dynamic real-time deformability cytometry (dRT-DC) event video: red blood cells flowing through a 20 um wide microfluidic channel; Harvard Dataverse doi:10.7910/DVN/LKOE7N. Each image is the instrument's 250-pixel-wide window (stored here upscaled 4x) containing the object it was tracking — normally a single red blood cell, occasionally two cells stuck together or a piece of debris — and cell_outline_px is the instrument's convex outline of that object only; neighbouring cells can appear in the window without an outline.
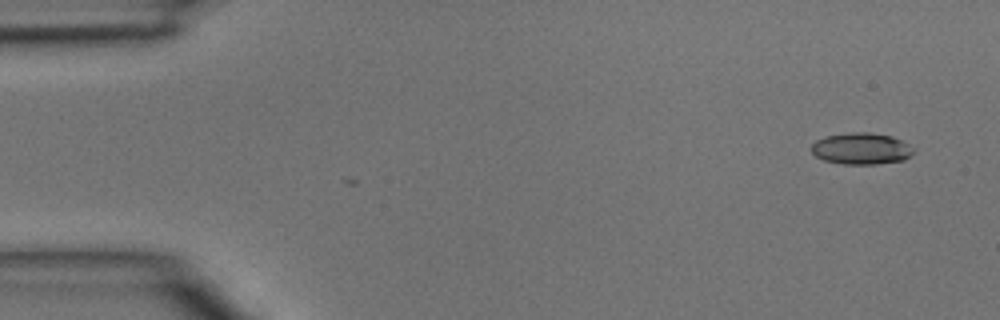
{"species": "common noctule bat (a hibernating species)", "species_latin": "Nyctalus noctula", "temperature_condition": "room temperature", "stored_images_in_passage": 3, "camera_frame_rate_fps": 3000, "um_per_image_px": 0.085, "animal": {"sex": "male", "body_mass_g": 15.6}, "frame": {"image": 1, "passage_image": 3, "time_ms": 0.667, "image_size_px": [1000, 320], "cell_outline_px": [[912, 156], [904, 160], [876, 164], [844, 164], [824, 160], [816, 156], [812, 152], [812, 144], [816, 140], [828, 136], [852, 132], [868, 132], [892, 136], [900, 140], [912, 148]], "centroid_in_image_um": [73.21, 12.64], "position_along_channel_um": 11.8, "area_um2": 18.55}}